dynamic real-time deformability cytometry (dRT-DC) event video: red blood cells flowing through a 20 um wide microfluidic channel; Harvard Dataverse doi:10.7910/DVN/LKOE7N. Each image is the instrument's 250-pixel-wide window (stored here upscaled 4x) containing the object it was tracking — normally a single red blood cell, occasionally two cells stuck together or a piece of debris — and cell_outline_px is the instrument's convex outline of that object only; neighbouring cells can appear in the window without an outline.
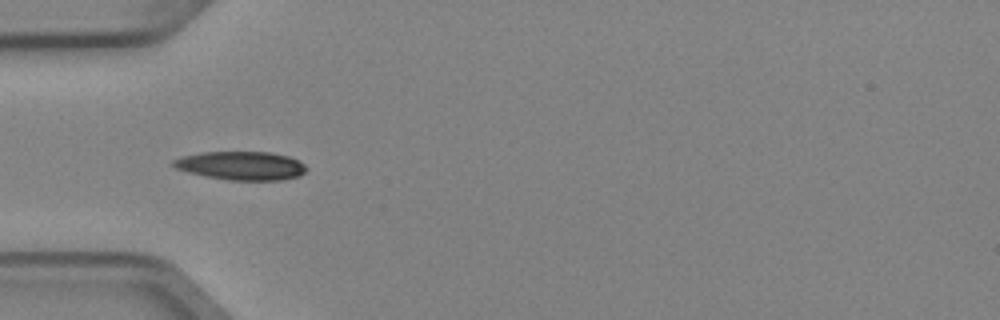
{"species": "Egyptian fruit bat (a non-hibernating species)", "species_latin": "Rousettus aegyptiacus", "temperature_condition": "cold", "stored_images_in_passage": 6, "camera_frame_rate_fps": 3000, "um_per_image_px": 0.085, "animal": {"sex": "female"}, "frame": {"image": 1, "passage_image": 3, "time_ms": 0.667, "image_size_px": [1000, 320], "cell_outline_px": [[308, 168], [300, 176], [280, 180], [228, 180], [204, 176], [188, 172], [176, 168], [172, 164], [172, 160], [184, 156], [200, 152], [272, 152], [288, 156], [300, 160]], "centroid_in_image_um": [20.53, 14.08], "position_along_channel_um": 64.5, "area_um2": 22.25}}
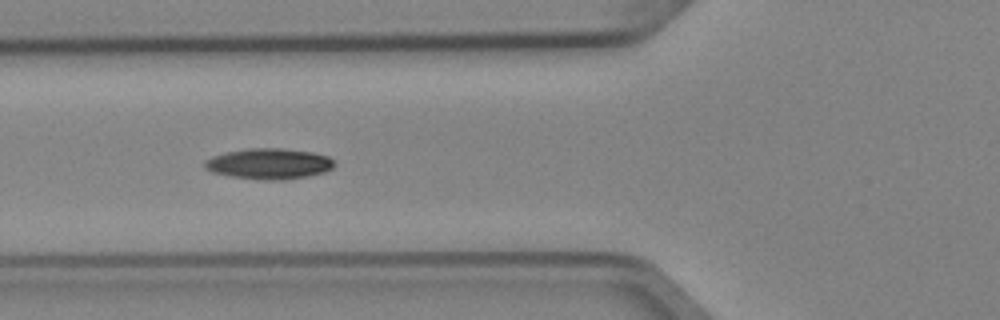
{"frame": {"image": 2, "passage_image": 4, "time_ms": 1.0, "image_size_px": [1000, 320], "cell_outline_px": [[336, 164], [332, 168], [324, 172], [308, 176], [284, 180], [264, 180], [232, 176], [212, 172], [204, 168], [204, 160], [212, 156], [224, 152], [248, 148], [280, 148], [312, 152], [328, 156]], "centroid_in_image_um": [22.85, 13.91], "position_along_channel_um": 103.0, "area_um2": 23.29}}
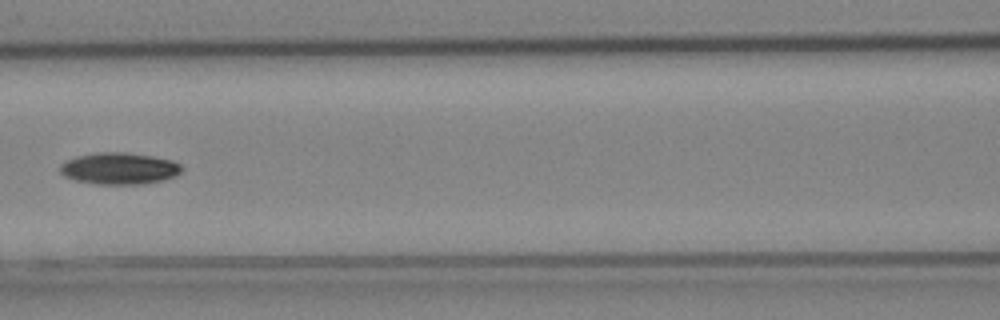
{"frame": {"image": 3, "passage_image": 5, "time_ms": 1.333, "image_size_px": [1000, 320], "cell_outline_px": [[184, 168], [176, 176], [164, 180], [140, 184], [96, 184], [76, 180], [64, 176], [60, 172], [60, 164], [76, 156], [96, 152], [124, 152], [152, 156], [172, 160], [180, 164]], "centroid_in_image_um": [10.15, 14.32], "position_along_channel_um": 156.5, "area_um2": 22.54}}